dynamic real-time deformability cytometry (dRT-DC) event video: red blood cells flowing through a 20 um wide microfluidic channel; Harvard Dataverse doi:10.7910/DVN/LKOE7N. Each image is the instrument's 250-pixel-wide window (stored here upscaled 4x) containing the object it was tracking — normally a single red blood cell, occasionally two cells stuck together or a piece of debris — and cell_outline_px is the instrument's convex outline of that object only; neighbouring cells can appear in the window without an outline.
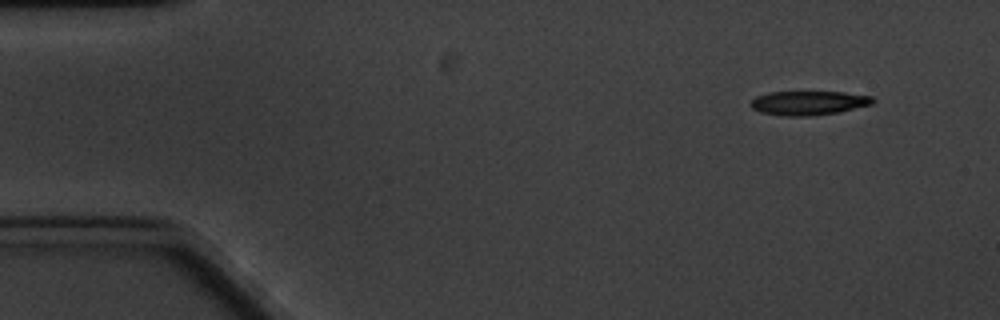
{"species": "common noctule bat (a hibernating species)", "species_latin": "Nyctalus noctula", "temperature_condition": "cold", "stored_images_in_passage": 5, "camera_frame_rate_fps": 3000, "um_per_image_px": 0.085, "animal": {"sex": "male", "body_mass_g": 20.1, "forearm_length_mm": 53.5}, "frame": {"image": 1, "passage_image": 1, "time_ms": 0.0, "image_size_px": [1000, 320], "cell_outline_px": [[876, 100], [872, 104], [840, 112], [812, 116], [784, 116], [760, 112], [752, 108], [748, 104], [756, 96], [768, 92], [844, 92], [872, 96]], "centroid_in_image_um": [68.72, 8.75], "position_along_channel_um": 16.3, "area_um2": 17.34}}
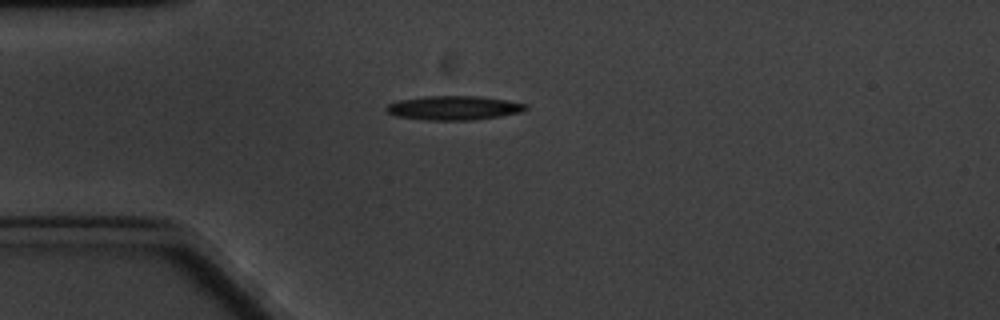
{"frame": {"image": 2, "passage_image": 3, "time_ms": 3.333, "image_size_px": [1000, 320], "cell_outline_px": [[528, 108], [520, 112], [500, 116], [472, 120], [428, 120], [396, 116], [388, 112], [384, 108], [388, 104], [400, 100], [428, 96], [476, 96], [504, 100], [528, 104]], "centroid_in_image_um": [38.57, 9.17], "position_along_channel_um": 46.4, "area_um2": 19.36}}